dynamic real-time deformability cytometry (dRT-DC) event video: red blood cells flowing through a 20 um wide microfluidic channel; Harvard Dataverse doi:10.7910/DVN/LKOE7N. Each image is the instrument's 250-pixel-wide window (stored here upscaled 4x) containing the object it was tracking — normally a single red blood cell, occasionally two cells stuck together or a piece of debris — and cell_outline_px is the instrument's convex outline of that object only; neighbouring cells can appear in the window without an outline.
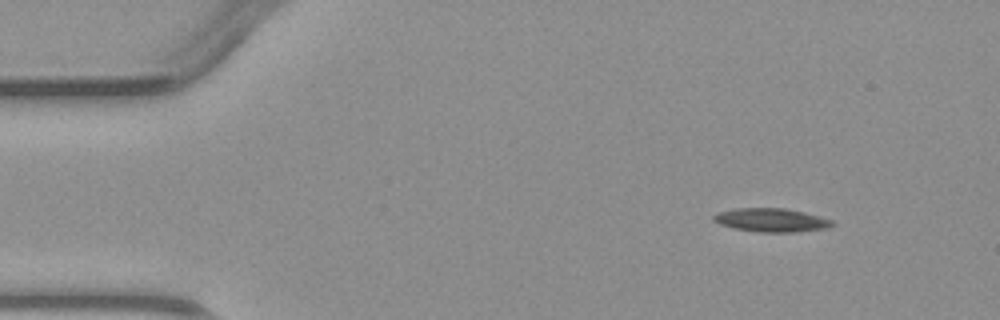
{"species": "common noctule bat (a hibernating species)", "species_latin": "Nyctalus noctula", "temperature_condition": "warm", "stored_images_in_passage": 4, "camera_frame_rate_fps": 3000, "um_per_image_px": 0.085, "animal": {"sex": "male", "body_mass_g": 23.1, "forearm_length_mm": 52.7}, "frame": {"image": 1, "passage_image": 1, "time_ms": 0.0, "image_size_px": [1000, 320], "cell_outline_px": [[836, 224], [828, 228], [796, 232], [760, 232], [736, 228], [720, 224], [712, 220], [712, 216], [720, 212], [736, 208], [784, 208], [804, 212], [820, 216], [832, 220]], "centroid_in_image_um": [65.6, 18.7], "position_along_channel_um": 19.4, "area_um2": 16.24}}
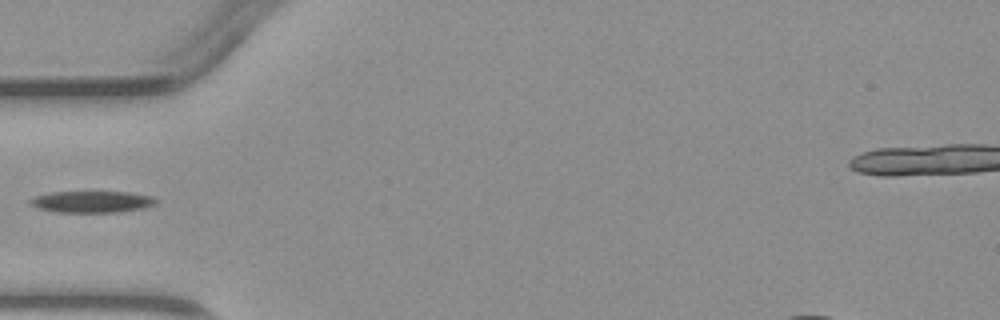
{"frame": {"image": 2, "passage_image": 4, "time_ms": 3.333, "image_size_px": [1000, 320], "cell_outline_px": [[156, 204], [144, 208], [116, 212], [56, 212], [36, 208], [28, 204], [28, 200], [32, 196], [52, 192], [128, 192], [152, 196], [156, 200]], "centroid_in_image_um": [7.74, 17.15], "position_along_channel_um": 77.3, "area_um2": 15.95}}